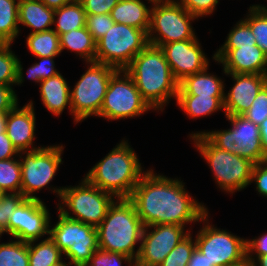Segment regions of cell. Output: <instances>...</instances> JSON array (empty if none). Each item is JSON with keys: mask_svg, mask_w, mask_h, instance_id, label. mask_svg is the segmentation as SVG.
Returning <instances> with one entry per match:
<instances>
[{"mask_svg": "<svg viewBox=\"0 0 267 266\" xmlns=\"http://www.w3.org/2000/svg\"><path fill=\"white\" fill-rule=\"evenodd\" d=\"M17 104L18 99L13 87L0 84V114H7Z\"/></svg>", "mask_w": 267, "mask_h": 266, "instance_id": "obj_45", "label": "cell"}, {"mask_svg": "<svg viewBox=\"0 0 267 266\" xmlns=\"http://www.w3.org/2000/svg\"><path fill=\"white\" fill-rule=\"evenodd\" d=\"M188 266H212V265L209 264L205 255L198 248H195V250L192 253L191 259L188 262Z\"/></svg>", "mask_w": 267, "mask_h": 266, "instance_id": "obj_48", "label": "cell"}, {"mask_svg": "<svg viewBox=\"0 0 267 266\" xmlns=\"http://www.w3.org/2000/svg\"><path fill=\"white\" fill-rule=\"evenodd\" d=\"M191 233L182 239L178 245L166 256L160 266H188L192 253L196 248V241L190 236Z\"/></svg>", "mask_w": 267, "mask_h": 266, "instance_id": "obj_35", "label": "cell"}, {"mask_svg": "<svg viewBox=\"0 0 267 266\" xmlns=\"http://www.w3.org/2000/svg\"><path fill=\"white\" fill-rule=\"evenodd\" d=\"M63 146H47L33 151L19 152L26 156L21 164V193L28 199H40L33 195L46 187L54 178L58 167L62 164Z\"/></svg>", "mask_w": 267, "mask_h": 266, "instance_id": "obj_13", "label": "cell"}, {"mask_svg": "<svg viewBox=\"0 0 267 266\" xmlns=\"http://www.w3.org/2000/svg\"><path fill=\"white\" fill-rule=\"evenodd\" d=\"M58 213L59 221L49 230V237L70 259L69 266H85L99 248L96 227Z\"/></svg>", "mask_w": 267, "mask_h": 266, "instance_id": "obj_11", "label": "cell"}, {"mask_svg": "<svg viewBox=\"0 0 267 266\" xmlns=\"http://www.w3.org/2000/svg\"><path fill=\"white\" fill-rule=\"evenodd\" d=\"M259 127L262 148L264 153L267 155V118L259 125Z\"/></svg>", "mask_w": 267, "mask_h": 266, "instance_id": "obj_50", "label": "cell"}, {"mask_svg": "<svg viewBox=\"0 0 267 266\" xmlns=\"http://www.w3.org/2000/svg\"><path fill=\"white\" fill-rule=\"evenodd\" d=\"M18 1L0 0V43H11L19 34Z\"/></svg>", "mask_w": 267, "mask_h": 266, "instance_id": "obj_31", "label": "cell"}, {"mask_svg": "<svg viewBox=\"0 0 267 266\" xmlns=\"http://www.w3.org/2000/svg\"><path fill=\"white\" fill-rule=\"evenodd\" d=\"M133 79L142 98L154 110H162L177 98L179 82L173 76L160 47L148 44L124 69Z\"/></svg>", "mask_w": 267, "mask_h": 266, "instance_id": "obj_2", "label": "cell"}, {"mask_svg": "<svg viewBox=\"0 0 267 266\" xmlns=\"http://www.w3.org/2000/svg\"><path fill=\"white\" fill-rule=\"evenodd\" d=\"M122 261L135 265V261L129 256L98 248L85 266H122Z\"/></svg>", "mask_w": 267, "mask_h": 266, "instance_id": "obj_37", "label": "cell"}, {"mask_svg": "<svg viewBox=\"0 0 267 266\" xmlns=\"http://www.w3.org/2000/svg\"><path fill=\"white\" fill-rule=\"evenodd\" d=\"M49 215L42 200L25 198L9 217L5 232L22 242H37L44 235H49Z\"/></svg>", "mask_w": 267, "mask_h": 266, "instance_id": "obj_16", "label": "cell"}, {"mask_svg": "<svg viewBox=\"0 0 267 266\" xmlns=\"http://www.w3.org/2000/svg\"><path fill=\"white\" fill-rule=\"evenodd\" d=\"M86 14H110L120 0H79Z\"/></svg>", "mask_w": 267, "mask_h": 266, "instance_id": "obj_43", "label": "cell"}, {"mask_svg": "<svg viewBox=\"0 0 267 266\" xmlns=\"http://www.w3.org/2000/svg\"><path fill=\"white\" fill-rule=\"evenodd\" d=\"M213 171L218 187L233 193L251 184L254 163L238 154L216 147L204 134L190 137Z\"/></svg>", "mask_w": 267, "mask_h": 266, "instance_id": "obj_5", "label": "cell"}, {"mask_svg": "<svg viewBox=\"0 0 267 266\" xmlns=\"http://www.w3.org/2000/svg\"><path fill=\"white\" fill-rule=\"evenodd\" d=\"M152 227L154 229L148 232V228ZM184 228L176 224L144 226L135 266H160L172 249L189 234L190 231Z\"/></svg>", "mask_w": 267, "mask_h": 266, "instance_id": "obj_15", "label": "cell"}, {"mask_svg": "<svg viewBox=\"0 0 267 266\" xmlns=\"http://www.w3.org/2000/svg\"><path fill=\"white\" fill-rule=\"evenodd\" d=\"M18 22L33 29L30 33L50 30L54 25V10L48 8L41 0H19Z\"/></svg>", "mask_w": 267, "mask_h": 266, "instance_id": "obj_22", "label": "cell"}, {"mask_svg": "<svg viewBox=\"0 0 267 266\" xmlns=\"http://www.w3.org/2000/svg\"><path fill=\"white\" fill-rule=\"evenodd\" d=\"M5 232V230L3 229V227L0 225V237L1 235Z\"/></svg>", "mask_w": 267, "mask_h": 266, "instance_id": "obj_55", "label": "cell"}, {"mask_svg": "<svg viewBox=\"0 0 267 266\" xmlns=\"http://www.w3.org/2000/svg\"><path fill=\"white\" fill-rule=\"evenodd\" d=\"M152 6L147 32L149 44L161 47L166 43L197 38L190 22L197 17L177 0H156Z\"/></svg>", "mask_w": 267, "mask_h": 266, "instance_id": "obj_7", "label": "cell"}, {"mask_svg": "<svg viewBox=\"0 0 267 266\" xmlns=\"http://www.w3.org/2000/svg\"><path fill=\"white\" fill-rule=\"evenodd\" d=\"M265 86L267 87V73L265 74Z\"/></svg>", "mask_w": 267, "mask_h": 266, "instance_id": "obj_56", "label": "cell"}, {"mask_svg": "<svg viewBox=\"0 0 267 266\" xmlns=\"http://www.w3.org/2000/svg\"><path fill=\"white\" fill-rule=\"evenodd\" d=\"M0 266H29L28 243L20 240L1 243Z\"/></svg>", "mask_w": 267, "mask_h": 266, "instance_id": "obj_34", "label": "cell"}, {"mask_svg": "<svg viewBox=\"0 0 267 266\" xmlns=\"http://www.w3.org/2000/svg\"><path fill=\"white\" fill-rule=\"evenodd\" d=\"M131 146L122 140L89 170L85 179L117 198H129L145 174Z\"/></svg>", "mask_w": 267, "mask_h": 266, "instance_id": "obj_3", "label": "cell"}, {"mask_svg": "<svg viewBox=\"0 0 267 266\" xmlns=\"http://www.w3.org/2000/svg\"><path fill=\"white\" fill-rule=\"evenodd\" d=\"M57 56L50 57H39L40 63L33 64L27 71L28 77L30 80H34L37 83H40L42 80L53 77L59 73L55 69L54 58Z\"/></svg>", "mask_w": 267, "mask_h": 266, "instance_id": "obj_39", "label": "cell"}, {"mask_svg": "<svg viewBox=\"0 0 267 266\" xmlns=\"http://www.w3.org/2000/svg\"><path fill=\"white\" fill-rule=\"evenodd\" d=\"M6 127V114H0V133H4Z\"/></svg>", "mask_w": 267, "mask_h": 266, "instance_id": "obj_52", "label": "cell"}, {"mask_svg": "<svg viewBox=\"0 0 267 266\" xmlns=\"http://www.w3.org/2000/svg\"><path fill=\"white\" fill-rule=\"evenodd\" d=\"M232 266H254L253 262L246 258L243 262L232 265Z\"/></svg>", "mask_w": 267, "mask_h": 266, "instance_id": "obj_53", "label": "cell"}, {"mask_svg": "<svg viewBox=\"0 0 267 266\" xmlns=\"http://www.w3.org/2000/svg\"><path fill=\"white\" fill-rule=\"evenodd\" d=\"M218 0H178V3L189 13L198 17L213 13Z\"/></svg>", "mask_w": 267, "mask_h": 266, "instance_id": "obj_42", "label": "cell"}, {"mask_svg": "<svg viewBox=\"0 0 267 266\" xmlns=\"http://www.w3.org/2000/svg\"><path fill=\"white\" fill-rule=\"evenodd\" d=\"M151 109L131 76L124 69H118L109 80L99 117L108 120L132 118Z\"/></svg>", "mask_w": 267, "mask_h": 266, "instance_id": "obj_12", "label": "cell"}, {"mask_svg": "<svg viewBox=\"0 0 267 266\" xmlns=\"http://www.w3.org/2000/svg\"><path fill=\"white\" fill-rule=\"evenodd\" d=\"M26 44L29 51L37 58L57 56L61 53L59 35L54 29L30 33Z\"/></svg>", "mask_w": 267, "mask_h": 266, "instance_id": "obj_30", "label": "cell"}, {"mask_svg": "<svg viewBox=\"0 0 267 266\" xmlns=\"http://www.w3.org/2000/svg\"><path fill=\"white\" fill-rule=\"evenodd\" d=\"M254 124L260 125L267 118V87L264 86L252 102V106L243 114Z\"/></svg>", "mask_w": 267, "mask_h": 266, "instance_id": "obj_40", "label": "cell"}, {"mask_svg": "<svg viewBox=\"0 0 267 266\" xmlns=\"http://www.w3.org/2000/svg\"><path fill=\"white\" fill-rule=\"evenodd\" d=\"M86 16V12L79 0H74L65 4L54 11L53 23H56L54 31L60 35L68 33L72 29L76 30L82 28L86 26ZM55 18H57V20Z\"/></svg>", "mask_w": 267, "mask_h": 266, "instance_id": "obj_27", "label": "cell"}, {"mask_svg": "<svg viewBox=\"0 0 267 266\" xmlns=\"http://www.w3.org/2000/svg\"><path fill=\"white\" fill-rule=\"evenodd\" d=\"M25 199L22 193H6L0 198V225L5 230L8 227L9 217L16 207Z\"/></svg>", "mask_w": 267, "mask_h": 266, "instance_id": "obj_41", "label": "cell"}, {"mask_svg": "<svg viewBox=\"0 0 267 266\" xmlns=\"http://www.w3.org/2000/svg\"><path fill=\"white\" fill-rule=\"evenodd\" d=\"M86 28L97 42L115 23L110 14H86Z\"/></svg>", "mask_w": 267, "mask_h": 266, "instance_id": "obj_38", "label": "cell"}, {"mask_svg": "<svg viewBox=\"0 0 267 266\" xmlns=\"http://www.w3.org/2000/svg\"><path fill=\"white\" fill-rule=\"evenodd\" d=\"M232 128L228 130L198 132L193 136L204 134L216 147L230 153L238 154L254 164L267 162L261 144L260 127L243 115H226Z\"/></svg>", "mask_w": 267, "mask_h": 266, "instance_id": "obj_8", "label": "cell"}, {"mask_svg": "<svg viewBox=\"0 0 267 266\" xmlns=\"http://www.w3.org/2000/svg\"><path fill=\"white\" fill-rule=\"evenodd\" d=\"M150 3H153L154 1H156V0H148Z\"/></svg>", "mask_w": 267, "mask_h": 266, "instance_id": "obj_58", "label": "cell"}, {"mask_svg": "<svg viewBox=\"0 0 267 266\" xmlns=\"http://www.w3.org/2000/svg\"><path fill=\"white\" fill-rule=\"evenodd\" d=\"M53 189V192H56L61 199L62 205L58 204L60 213L67 218L81 221L94 227H97L103 221L116 198L111 193L102 191L100 188L90 184L85 178L81 184L75 187ZM70 210L75 216H71L68 212Z\"/></svg>", "mask_w": 267, "mask_h": 266, "instance_id": "obj_6", "label": "cell"}, {"mask_svg": "<svg viewBox=\"0 0 267 266\" xmlns=\"http://www.w3.org/2000/svg\"><path fill=\"white\" fill-rule=\"evenodd\" d=\"M48 8L52 10H57L74 0H41Z\"/></svg>", "mask_w": 267, "mask_h": 266, "instance_id": "obj_49", "label": "cell"}, {"mask_svg": "<svg viewBox=\"0 0 267 266\" xmlns=\"http://www.w3.org/2000/svg\"><path fill=\"white\" fill-rule=\"evenodd\" d=\"M96 230L99 249L137 259L140 248L135 252V245L142 240L144 225L128 198H117Z\"/></svg>", "mask_w": 267, "mask_h": 266, "instance_id": "obj_4", "label": "cell"}, {"mask_svg": "<svg viewBox=\"0 0 267 266\" xmlns=\"http://www.w3.org/2000/svg\"><path fill=\"white\" fill-rule=\"evenodd\" d=\"M225 96L177 95L175 99L180 109L191 118L207 116L218 110H224Z\"/></svg>", "mask_w": 267, "mask_h": 266, "instance_id": "obj_26", "label": "cell"}, {"mask_svg": "<svg viewBox=\"0 0 267 266\" xmlns=\"http://www.w3.org/2000/svg\"><path fill=\"white\" fill-rule=\"evenodd\" d=\"M60 49L75 51L76 54L86 60L87 63L95 62L96 41L87 30L86 26L60 34Z\"/></svg>", "mask_w": 267, "mask_h": 266, "instance_id": "obj_25", "label": "cell"}, {"mask_svg": "<svg viewBox=\"0 0 267 266\" xmlns=\"http://www.w3.org/2000/svg\"><path fill=\"white\" fill-rule=\"evenodd\" d=\"M35 119L32 101L22 108H18L17 104L6 114L5 131L18 152L33 151L42 148L39 146L37 148L33 147Z\"/></svg>", "mask_w": 267, "mask_h": 266, "instance_id": "obj_20", "label": "cell"}, {"mask_svg": "<svg viewBox=\"0 0 267 266\" xmlns=\"http://www.w3.org/2000/svg\"><path fill=\"white\" fill-rule=\"evenodd\" d=\"M4 193L0 190V198H1V196L3 195Z\"/></svg>", "mask_w": 267, "mask_h": 266, "instance_id": "obj_57", "label": "cell"}, {"mask_svg": "<svg viewBox=\"0 0 267 266\" xmlns=\"http://www.w3.org/2000/svg\"><path fill=\"white\" fill-rule=\"evenodd\" d=\"M235 81L234 86L224 97L225 115H243L265 86V75L226 73Z\"/></svg>", "mask_w": 267, "mask_h": 266, "instance_id": "obj_19", "label": "cell"}, {"mask_svg": "<svg viewBox=\"0 0 267 266\" xmlns=\"http://www.w3.org/2000/svg\"><path fill=\"white\" fill-rule=\"evenodd\" d=\"M248 13V17L244 21L250 26L255 36L256 45L267 55V8L252 5Z\"/></svg>", "mask_w": 267, "mask_h": 266, "instance_id": "obj_33", "label": "cell"}, {"mask_svg": "<svg viewBox=\"0 0 267 266\" xmlns=\"http://www.w3.org/2000/svg\"><path fill=\"white\" fill-rule=\"evenodd\" d=\"M34 243L28 242L29 266H52L62 262V252L49 236Z\"/></svg>", "mask_w": 267, "mask_h": 266, "instance_id": "obj_29", "label": "cell"}, {"mask_svg": "<svg viewBox=\"0 0 267 266\" xmlns=\"http://www.w3.org/2000/svg\"><path fill=\"white\" fill-rule=\"evenodd\" d=\"M213 59L223 64L225 75L267 73V57L258 45L238 46V49H218Z\"/></svg>", "mask_w": 267, "mask_h": 266, "instance_id": "obj_18", "label": "cell"}, {"mask_svg": "<svg viewBox=\"0 0 267 266\" xmlns=\"http://www.w3.org/2000/svg\"><path fill=\"white\" fill-rule=\"evenodd\" d=\"M11 43H0V84L21 85L24 81L21 61L10 49Z\"/></svg>", "mask_w": 267, "mask_h": 266, "instance_id": "obj_28", "label": "cell"}, {"mask_svg": "<svg viewBox=\"0 0 267 266\" xmlns=\"http://www.w3.org/2000/svg\"><path fill=\"white\" fill-rule=\"evenodd\" d=\"M148 44L146 31L114 23L96 42L95 62L123 70Z\"/></svg>", "mask_w": 267, "mask_h": 266, "instance_id": "obj_9", "label": "cell"}, {"mask_svg": "<svg viewBox=\"0 0 267 266\" xmlns=\"http://www.w3.org/2000/svg\"><path fill=\"white\" fill-rule=\"evenodd\" d=\"M207 69L180 81L177 95L225 96L224 82Z\"/></svg>", "mask_w": 267, "mask_h": 266, "instance_id": "obj_24", "label": "cell"}, {"mask_svg": "<svg viewBox=\"0 0 267 266\" xmlns=\"http://www.w3.org/2000/svg\"><path fill=\"white\" fill-rule=\"evenodd\" d=\"M246 245L247 256H252L253 253H256V258L261 255H267V234H263L262 236L252 240L247 239Z\"/></svg>", "mask_w": 267, "mask_h": 266, "instance_id": "obj_46", "label": "cell"}, {"mask_svg": "<svg viewBox=\"0 0 267 266\" xmlns=\"http://www.w3.org/2000/svg\"><path fill=\"white\" fill-rule=\"evenodd\" d=\"M88 69L70 91L71 113L74 121L81 122L98 116L111 76L118 70L110 65L90 62Z\"/></svg>", "mask_w": 267, "mask_h": 266, "instance_id": "obj_10", "label": "cell"}, {"mask_svg": "<svg viewBox=\"0 0 267 266\" xmlns=\"http://www.w3.org/2000/svg\"><path fill=\"white\" fill-rule=\"evenodd\" d=\"M16 154H19V152L12 144L7 133H0V160L14 158Z\"/></svg>", "mask_w": 267, "mask_h": 266, "instance_id": "obj_47", "label": "cell"}, {"mask_svg": "<svg viewBox=\"0 0 267 266\" xmlns=\"http://www.w3.org/2000/svg\"><path fill=\"white\" fill-rule=\"evenodd\" d=\"M151 9L141 0H120L111 10L115 23L125 24L148 32Z\"/></svg>", "mask_w": 267, "mask_h": 266, "instance_id": "obj_23", "label": "cell"}, {"mask_svg": "<svg viewBox=\"0 0 267 266\" xmlns=\"http://www.w3.org/2000/svg\"><path fill=\"white\" fill-rule=\"evenodd\" d=\"M256 182V190L267 198V162L254 164L251 183Z\"/></svg>", "mask_w": 267, "mask_h": 266, "instance_id": "obj_44", "label": "cell"}, {"mask_svg": "<svg viewBox=\"0 0 267 266\" xmlns=\"http://www.w3.org/2000/svg\"><path fill=\"white\" fill-rule=\"evenodd\" d=\"M39 84L41 99L48 111L58 116L68 105L71 112V90L61 73L42 80Z\"/></svg>", "mask_w": 267, "mask_h": 266, "instance_id": "obj_21", "label": "cell"}, {"mask_svg": "<svg viewBox=\"0 0 267 266\" xmlns=\"http://www.w3.org/2000/svg\"><path fill=\"white\" fill-rule=\"evenodd\" d=\"M52 266H68L65 262H61L59 264H55V265H52Z\"/></svg>", "mask_w": 267, "mask_h": 266, "instance_id": "obj_54", "label": "cell"}, {"mask_svg": "<svg viewBox=\"0 0 267 266\" xmlns=\"http://www.w3.org/2000/svg\"><path fill=\"white\" fill-rule=\"evenodd\" d=\"M247 258L253 262L254 266H257L258 263H259L258 266H267V255H261L258 256L257 258H255V256L254 258L253 256H247Z\"/></svg>", "mask_w": 267, "mask_h": 266, "instance_id": "obj_51", "label": "cell"}, {"mask_svg": "<svg viewBox=\"0 0 267 266\" xmlns=\"http://www.w3.org/2000/svg\"><path fill=\"white\" fill-rule=\"evenodd\" d=\"M128 199L144 226L208 221L207 208L192 199L181 180L154 174L152 169L145 171Z\"/></svg>", "mask_w": 267, "mask_h": 266, "instance_id": "obj_1", "label": "cell"}, {"mask_svg": "<svg viewBox=\"0 0 267 266\" xmlns=\"http://www.w3.org/2000/svg\"><path fill=\"white\" fill-rule=\"evenodd\" d=\"M21 180L20 160H0V190L4 194L21 193Z\"/></svg>", "mask_w": 267, "mask_h": 266, "instance_id": "obj_32", "label": "cell"}, {"mask_svg": "<svg viewBox=\"0 0 267 266\" xmlns=\"http://www.w3.org/2000/svg\"><path fill=\"white\" fill-rule=\"evenodd\" d=\"M200 45L196 38L170 42L160 47L178 82L209 67V61Z\"/></svg>", "mask_w": 267, "mask_h": 266, "instance_id": "obj_17", "label": "cell"}, {"mask_svg": "<svg viewBox=\"0 0 267 266\" xmlns=\"http://www.w3.org/2000/svg\"><path fill=\"white\" fill-rule=\"evenodd\" d=\"M252 45H256L255 36L250 26L241 20L231 29L225 43L219 49H238V46Z\"/></svg>", "mask_w": 267, "mask_h": 266, "instance_id": "obj_36", "label": "cell"}, {"mask_svg": "<svg viewBox=\"0 0 267 266\" xmlns=\"http://www.w3.org/2000/svg\"><path fill=\"white\" fill-rule=\"evenodd\" d=\"M202 227L195 238L196 248L212 266H232L247 258V245L244 238L209 225Z\"/></svg>", "mask_w": 267, "mask_h": 266, "instance_id": "obj_14", "label": "cell"}]
</instances>
